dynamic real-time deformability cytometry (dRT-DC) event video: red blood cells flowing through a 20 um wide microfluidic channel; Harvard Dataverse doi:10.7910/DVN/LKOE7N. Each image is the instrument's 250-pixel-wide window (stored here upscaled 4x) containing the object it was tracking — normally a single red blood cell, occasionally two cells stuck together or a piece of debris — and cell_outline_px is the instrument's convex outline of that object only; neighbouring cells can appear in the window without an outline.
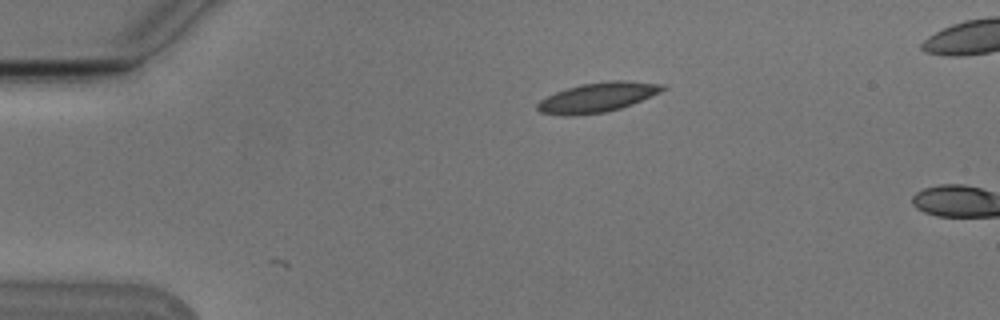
{"species": "Egyptian fruit bat (a non-hibernating species)", "species_latin": "Rousettus aegyptiacus", "temperature_condition": "cold", "stored_images_in_passage": 3, "camera_frame_rate_fps": 3000, "um_per_image_px": 0.085, "animal": {"sex": "male"}, "frame": {"image": 1, "passage_image": 2, "time_ms": 0.333, "image_size_px": [1000, 320], "cell_outline_px": [[668, 88], [660, 92], [632, 104], [620, 108], [604, 112], [576, 116], [568, 116], [540, 112], [536, 108], [536, 104], [540, 100], [556, 92], [580, 84], [608, 80], [624, 80], [664, 84]], "centroid_in_image_um": [50.8, 8.27], "position_along_channel_um": 34.2, "area_um2": 21.62}}